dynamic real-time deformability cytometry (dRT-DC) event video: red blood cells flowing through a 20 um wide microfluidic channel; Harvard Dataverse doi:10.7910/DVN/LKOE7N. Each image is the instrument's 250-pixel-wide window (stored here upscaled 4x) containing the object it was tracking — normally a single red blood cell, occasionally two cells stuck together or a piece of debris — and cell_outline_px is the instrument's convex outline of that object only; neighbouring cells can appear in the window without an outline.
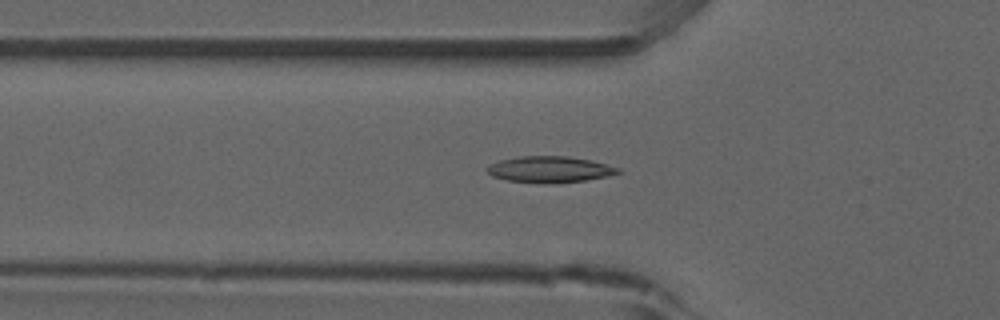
{"species": "common noctule bat (a hibernating species)", "species_latin": "Nyctalus noctula", "temperature_condition": "room temperature", "stored_images_in_passage": 49, "camera_frame_rate_fps": 3000, "um_per_image_px": 0.085, "animal": {"sex": "male", "forearm_length_mm": 52.5}, "frame": {"image": 1, "passage_image": 15, "time_ms": 4.667, "image_size_px": [1000, 320], "cell_outline_px": [[624, 172], [608, 176], [584, 180], [548, 184], [508, 180], [492, 176], [484, 168], [488, 164], [500, 160], [516, 156], [568, 156], [592, 160], [620, 168]], "centroid_in_image_um": [46.72, 14.39], "position_along_channel_um": 79.1, "area_um2": 20.23}, "authors_computed_cell_mechanics": {"area_um2": 18.3804, "velocity_mm_per_s": 3.9192, "shape_relaxation_time_tau1_ms": 10.5799, "shape_relaxation_time_tau2_ms": 3.2031, "deformation_change_tau1": 0.2505, "deformation_change_tau2": 0.0907}}